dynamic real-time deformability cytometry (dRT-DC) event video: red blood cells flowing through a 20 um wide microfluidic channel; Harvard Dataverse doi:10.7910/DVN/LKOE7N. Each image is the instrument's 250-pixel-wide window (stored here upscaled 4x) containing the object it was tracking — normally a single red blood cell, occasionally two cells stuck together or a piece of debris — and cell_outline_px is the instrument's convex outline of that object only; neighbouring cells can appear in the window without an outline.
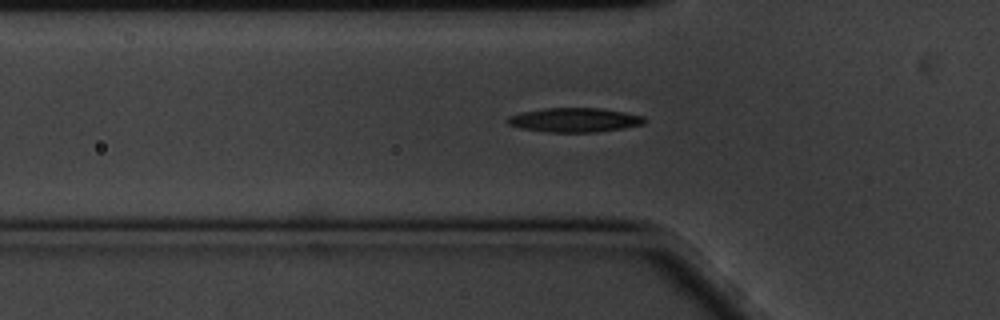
{"species": "common noctule bat (a hibernating species)", "species_latin": "Nyctalus noctula", "temperature_condition": "cold", "stored_images_in_passage": 47, "camera_frame_rate_fps": 3000, "um_per_image_px": 0.085, "animal": {"sex": "male", "body_mass_g": 20.1, "forearm_length_mm": 53.5}, "frame": {"image": 1, "passage_image": 6, "time_ms": 1.667, "image_size_px": [1000, 320], "cell_outline_px": [[644, 124], [624, 128], [600, 132], [544, 132], [520, 128], [508, 124], [504, 120], [508, 116], [524, 112], [544, 108], [600, 108], [624, 112], [644, 116]], "centroid_in_image_um": [48.81, 10.2], "position_along_channel_um": 77.0, "area_um2": 19.42}}
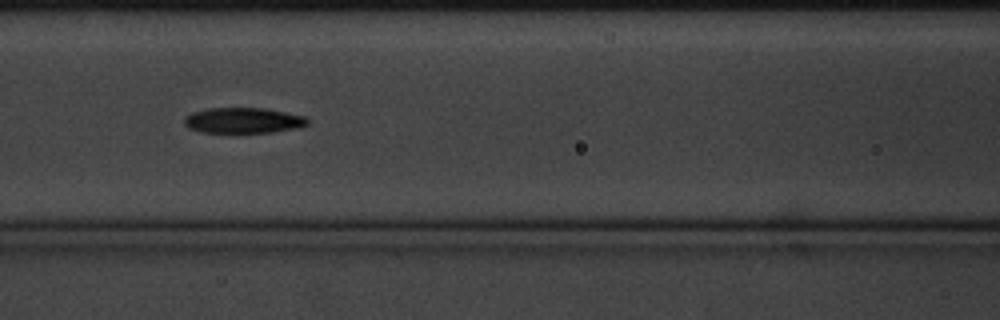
{"frame": {"image": 2, "passage_image": 12, "time_ms": 3.667, "image_size_px": [1000, 320], "cell_outline_px": [[308, 124], [296, 128], [272, 132], [200, 132], [188, 128], [184, 124], [184, 120], [192, 112], [208, 108], [264, 108], [304, 116], [308, 120]], "centroid_in_image_um": [20.65, 10.23], "position_along_channel_um": 145.9, "area_um2": 18.15}}
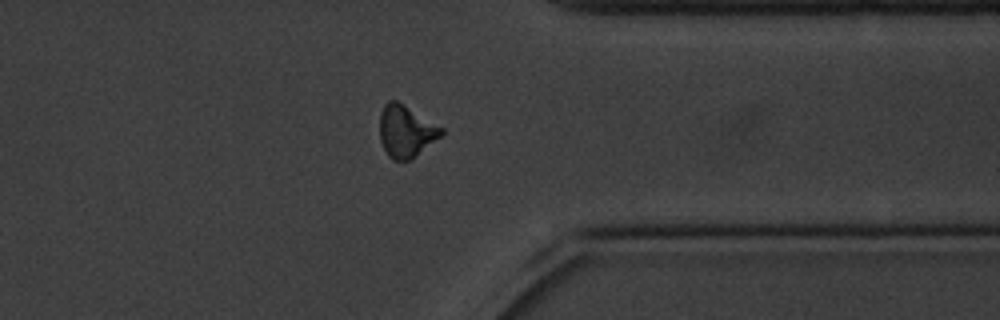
{"frame": {"image": 3, "passage_image": 33, "time_ms": 10.667, "image_size_px": [1000, 320], "cell_outline_px": [[444, 132], [440, 136], [408, 160], [392, 160], [388, 156], [380, 140], [380, 112], [384, 104], [388, 100], [396, 100], [444, 128]], "centroid_in_image_um": [34.47, 11.13], "position_along_channel_um": 376.9, "area_um2": 18.32}, "authors_computed_cell_mechanics": {"area_um2": 18.3226, "velocity_mm_per_s": 3.386, "shape_relaxation_time_tau1_ms": 4.741, "shape_relaxation_time_tau2_ms": 9.0173, "deformation_change_tau1": 0.1419, "deformation_change_tau2": 0.2025}}